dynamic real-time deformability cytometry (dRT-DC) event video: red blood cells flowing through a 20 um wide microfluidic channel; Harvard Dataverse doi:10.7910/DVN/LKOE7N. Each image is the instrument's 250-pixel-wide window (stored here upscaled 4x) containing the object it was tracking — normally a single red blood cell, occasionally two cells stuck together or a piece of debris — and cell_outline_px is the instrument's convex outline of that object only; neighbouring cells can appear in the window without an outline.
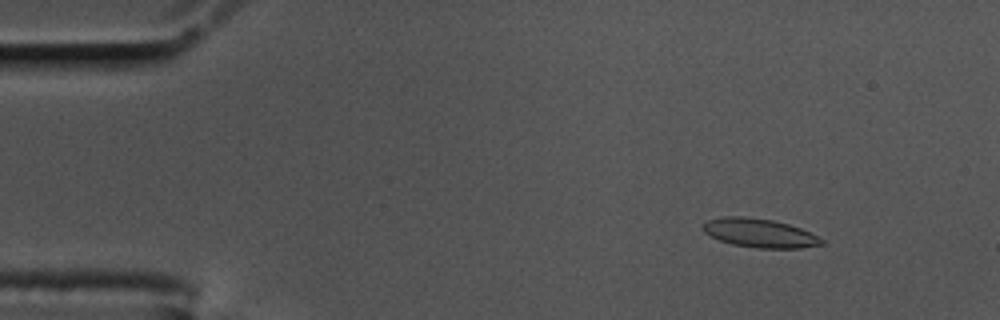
{"species": "common noctule bat (a hibernating species)", "species_latin": "Nyctalus noctula", "temperature_condition": "cold", "stored_images_in_passage": 58, "camera_frame_rate_fps": 3000, "um_per_image_px": 0.085, "animal": {"sex": "male", "body_mass_g": 17.5, "forearm_length_mm": 52.3}, "frame": {"image": 1, "passage_image": 7, "time_ms": 2.0, "image_size_px": [1000, 320], "cell_outline_px": [[824, 244], [800, 248], [756, 248], [732, 244], [720, 240], [704, 232], [704, 224], [708, 220], [724, 216], [744, 216], [772, 220], [788, 224], [800, 228], [824, 240]], "centroid_in_image_um": [64.57, 19.81], "position_along_channel_um": 20.4, "area_um2": 19.65}}
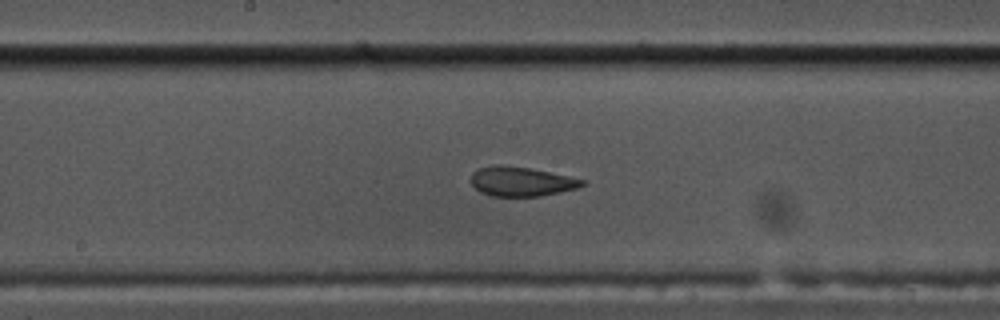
{"frame": {"image": 2, "passage_image": 30, "time_ms": 9.667, "image_size_px": [1000, 320], "cell_outline_px": [[588, 180], [584, 184], [576, 188], [540, 196], [492, 196], [480, 192], [472, 184], [472, 172], [480, 168], [492, 164], [500, 164], [528, 168]], "centroid_in_image_um": [44.29, 15.42], "position_along_channel_um": 203.9, "area_um2": 18.9}}
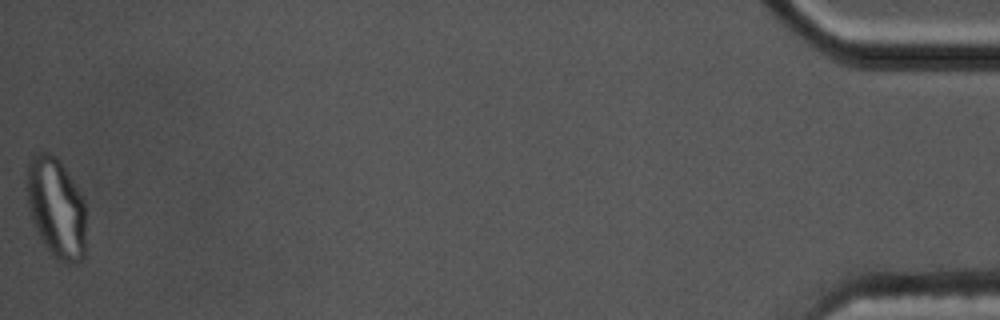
{"frame": {"image": 3, "passage_image": 58, "time_ms": 19.0, "image_size_px": [1000, 320], "cell_outline_px": [[84, 256], [76, 264], [72, 264], [60, 260], [52, 256], [44, 244], [36, 228], [28, 204], [28, 164], [32, 152], [48, 152], [56, 156], [80, 192], [84, 200]], "centroid_in_image_um": [4.78, 17.65], "position_along_channel_um": 430.4, "area_um2": 33.99}, "authors_computed_cell_mechanics": {"area_um2": 19.9699, "velocity_mm_per_s": 3.473, "shape_relaxation_time_tau1_ms": null, "shape_relaxation_time_tau2_ms": 1.2373, "deformation_change_tau1": null, "deformation_change_tau2": 0.0714}}